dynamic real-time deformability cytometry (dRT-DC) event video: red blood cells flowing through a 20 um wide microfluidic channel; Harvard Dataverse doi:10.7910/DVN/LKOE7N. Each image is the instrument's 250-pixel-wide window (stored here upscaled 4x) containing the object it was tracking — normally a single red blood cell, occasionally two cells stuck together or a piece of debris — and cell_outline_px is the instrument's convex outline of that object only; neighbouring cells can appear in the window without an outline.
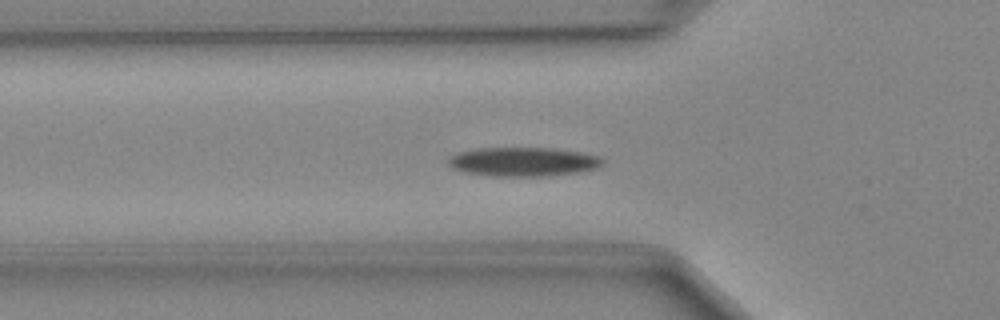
{"species": "Egyptian fruit bat (a non-hibernating species)", "species_latin": "Rousettus aegyptiacus", "temperature_condition": "cold", "stored_images_in_passage": 31, "camera_frame_rate_fps": 3000, "um_per_image_px": 0.085, "animal": {"sex": "female"}, "frame": {"image": 1, "passage_image": 2, "time_ms": 0.333, "image_size_px": [1000, 320], "cell_outline_px": [[604, 164], [596, 168], [576, 172], [548, 176], [488, 176], [464, 172], [452, 168], [448, 164], [448, 160], [456, 152], [480, 148], [552, 148], [580, 152], [600, 156], [604, 160]], "centroid_in_image_um": [44.46, 13.75], "position_along_channel_um": 81.3, "area_um2": 26.18}}
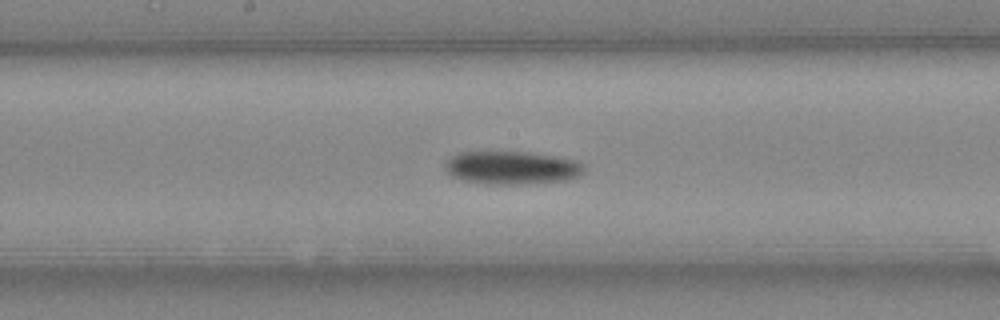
{"frame": {"image": 2, "passage_image": 11, "time_ms": 3.333, "image_size_px": [1000, 320], "cell_outline_px": [[584, 172], [580, 176], [568, 180], [520, 184], [484, 184], [464, 180], [452, 176], [444, 168], [444, 164], [452, 156], [460, 152], [528, 152], [576, 160], [584, 164]], "centroid_in_image_um": [43.52, 14.26], "position_along_channel_um": 204.7, "area_um2": 26.82}}
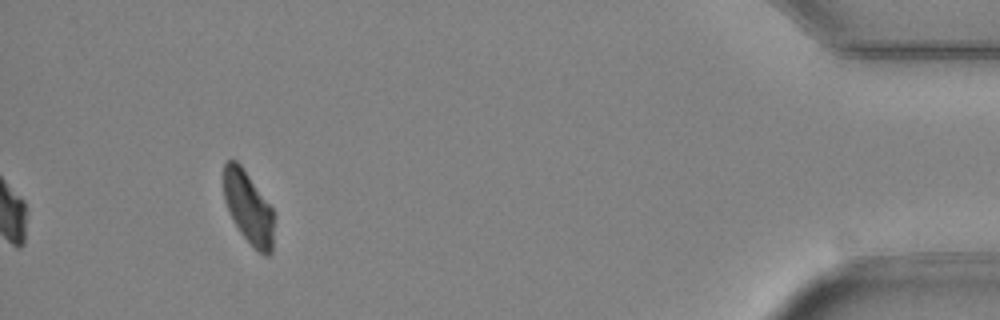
{"frame": {"image": 3, "passage_image": 31, "time_ms": 10.0, "image_size_px": [1000, 320], "cell_outline_px": [[272, 252], [268, 256], [264, 256], [240, 232], [224, 200], [224, 164], [228, 160], [236, 160], [244, 168], [272, 208]], "centroid_in_image_um": [21.1, 17.6], "position_along_channel_um": 414.1, "area_um2": 20.58}}